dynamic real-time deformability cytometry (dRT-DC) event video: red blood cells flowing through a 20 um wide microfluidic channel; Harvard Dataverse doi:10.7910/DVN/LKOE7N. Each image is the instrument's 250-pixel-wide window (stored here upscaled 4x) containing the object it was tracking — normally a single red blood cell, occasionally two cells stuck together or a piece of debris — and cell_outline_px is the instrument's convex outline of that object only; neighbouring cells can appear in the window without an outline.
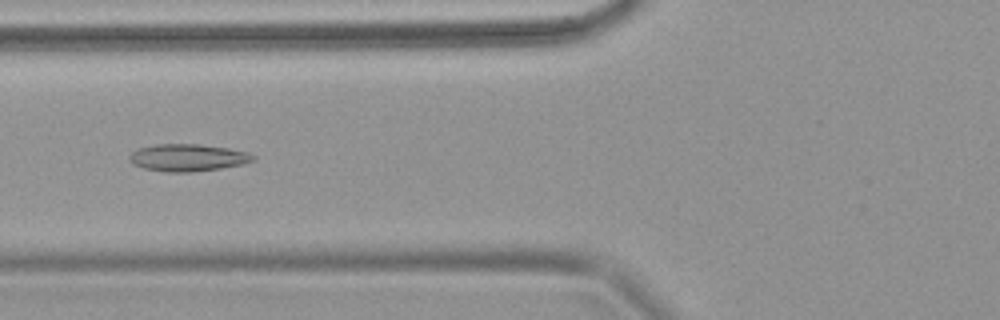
{"species": "common noctule bat (a hibernating species)", "species_latin": "Nyctalus noctula", "temperature_condition": "warm", "stored_images_in_passage": 52, "camera_frame_rate_fps": 3000, "um_per_image_px": 0.085, "animal": {"sex": "female", "body_mass_g": 18.4}, "frame": {"image": 1, "passage_image": 12, "time_ms": 3.667, "image_size_px": [1000, 320], "cell_outline_px": [[256, 156], [252, 160], [244, 164], [220, 168], [192, 172], [164, 172], [144, 168], [132, 164], [128, 160], [128, 156], [136, 148], [156, 144], [200, 144], [228, 148], [248, 152]], "centroid_in_image_um": [15.92, 13.39], "position_along_channel_um": 109.9, "area_um2": 19.77}}
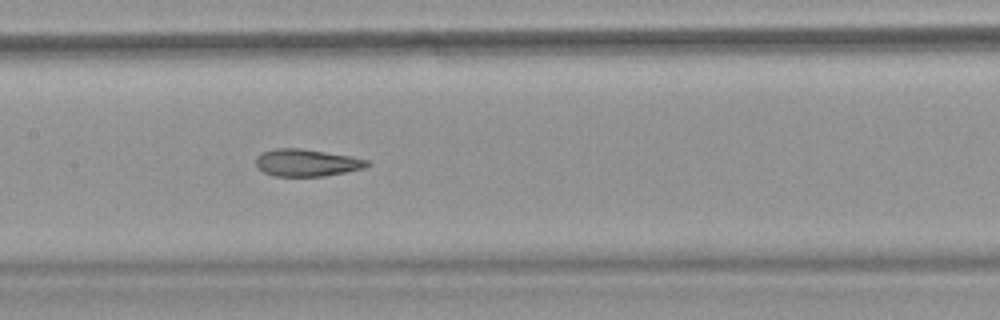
{"frame": {"image": 2, "passage_image": 19, "time_ms": 6.0, "image_size_px": [1000, 320], "cell_outline_px": [[372, 164], [364, 168], [324, 176], [276, 176], [264, 172], [256, 164], [256, 156], [260, 152], [276, 148], [300, 148], [348, 156], [368, 160]], "centroid_in_image_um": [26.05, 13.83], "position_along_channel_um": 181.4, "area_um2": 17.46}}
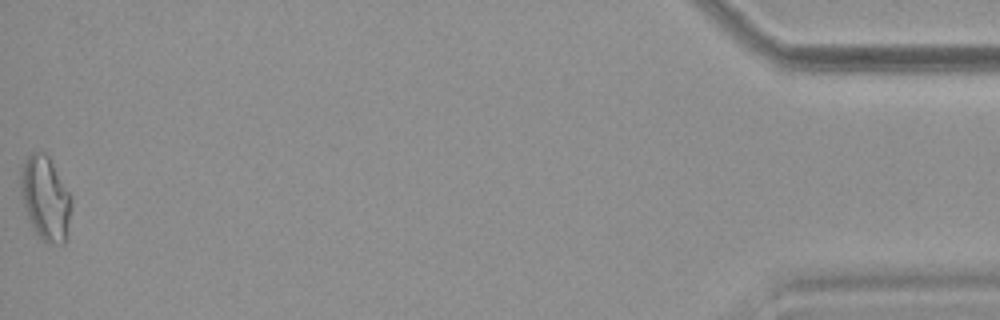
{"frame": {"image": 3, "passage_image": 52, "time_ms": 17.0, "image_size_px": [1000, 320], "cell_outline_px": [[68, 220], [64, 244], [48, 244], [36, 232], [28, 216], [20, 192], [20, 168], [24, 160], [32, 152], [44, 152], [48, 156], [68, 192]], "centroid_in_image_um": [3.79, 16.81], "position_along_channel_um": 431.4, "area_um2": 23.76}}